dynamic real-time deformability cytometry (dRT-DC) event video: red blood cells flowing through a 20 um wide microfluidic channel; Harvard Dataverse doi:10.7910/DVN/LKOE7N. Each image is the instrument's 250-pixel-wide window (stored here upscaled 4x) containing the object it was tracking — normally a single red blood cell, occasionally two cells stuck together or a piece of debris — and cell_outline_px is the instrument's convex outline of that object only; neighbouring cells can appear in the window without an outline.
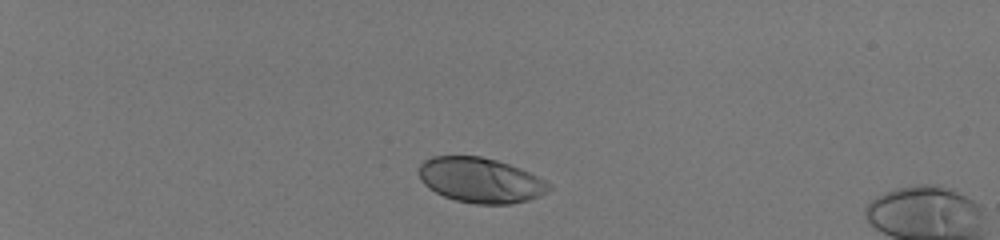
{"species": "human", "species_latin": "Homo sapiens", "temperature_condition": "room temperature", "stored_images_in_passage": 44, "camera_frame_rate_fps": 3000, "um_per_image_px": 0.085, "donor": {"sex": "male"}, "frame": {"image": 1, "passage_image": 7, "time_ms": 2.0, "image_size_px": [1000, 240], "cell_outline_px": [[552, 188], [548, 192], [540, 196], [528, 200], [512, 204], [476, 204], [456, 200], [444, 196], [428, 188], [420, 180], [420, 164], [424, 160], [432, 156], [480, 156], [496, 160], [520, 168], [552, 184]], "centroid_in_image_um": [40.86, 15.32], "position_along_channel_um": 44.1, "area_um2": 34.16}}
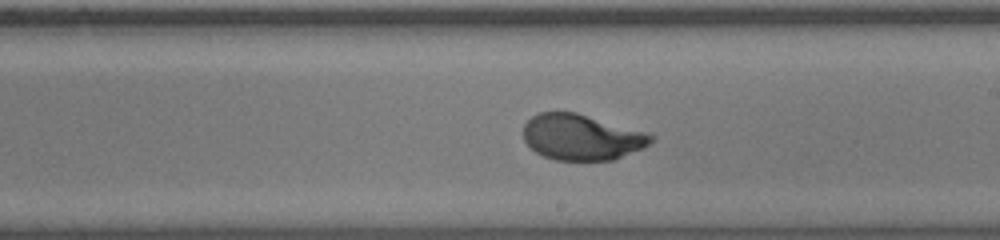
{"frame": {"image": 2, "passage_image": 28, "time_ms": 9.0, "image_size_px": [1000, 240], "cell_outline_px": [[656, 136], [644, 148], [612, 160], [556, 160], [544, 156], [536, 152], [524, 140], [524, 124], [532, 116], [540, 112], [576, 112], [652, 132]], "centroid_in_image_um": [49.5, 11.64], "position_along_channel_um": 239.5, "area_um2": 34.39}}
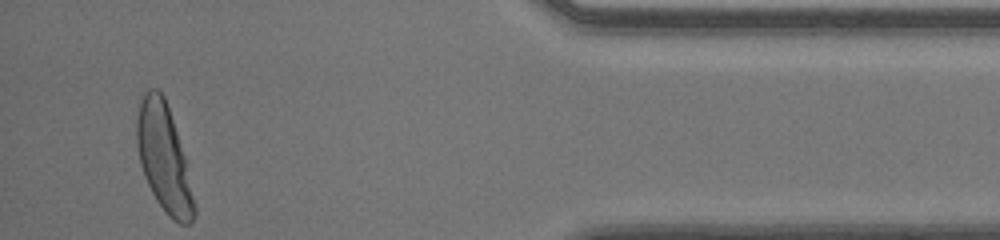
{"frame": {"image": 3, "passage_image": 44, "time_ms": 14.333, "image_size_px": [1000, 240], "cell_outline_px": [[196, 216], [188, 224], [180, 224], [172, 220], [164, 212], [156, 200], [144, 176], [140, 164], [136, 144], [136, 120], [140, 100], [144, 92], [148, 88], [156, 88], [164, 96], [188, 160], [196, 208]], "centroid_in_image_um": [13.96, 13.45], "position_along_channel_um": 421.2, "area_um2": 36.76}, "authors_computed_cell_mechanics": {"area_um2": 34.5355, "velocity_mm_per_s": 4.0779, "shape_relaxation_time_tau1_ms": 3.0812, "shape_relaxation_time_tau2_ms": null, "deformation_change_tau1": 0.1918, "deformation_change_tau2": null}}